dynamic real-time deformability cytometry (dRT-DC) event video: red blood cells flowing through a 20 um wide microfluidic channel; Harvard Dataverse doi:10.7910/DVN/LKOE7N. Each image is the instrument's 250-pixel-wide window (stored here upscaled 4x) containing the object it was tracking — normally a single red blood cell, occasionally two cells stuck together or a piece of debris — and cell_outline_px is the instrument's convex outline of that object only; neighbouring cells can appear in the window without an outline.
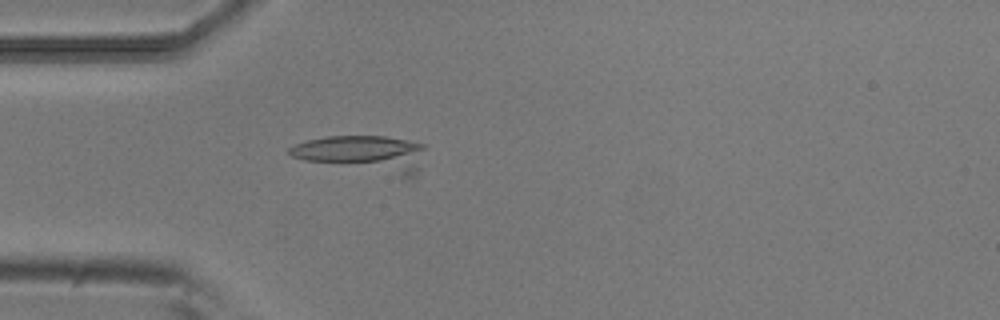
{"species": "common noctule bat (a hibernating species)", "species_latin": "Nyctalus noctula", "temperature_condition": "room temperature", "stored_images_in_passage": 26, "camera_frame_rate_fps": 3000, "um_per_image_px": 0.085, "animal": {"sex": "male", "body_mass_g": 20.5, "forearm_length_mm": 52.5}, "frame": {"image": 1, "passage_image": 20, "time_ms": 6.333, "image_size_px": [1000, 320], "cell_outline_px": [[424, 148], [416, 176], [412, 180], [304, 160], [292, 156], [288, 152], [288, 148], [296, 144], [308, 140], [324, 136], [384, 136], [408, 140], [424, 144]], "centroid_in_image_um": [30.93, 13.1], "position_along_channel_um": 54.1, "area_um2": 29.3}}